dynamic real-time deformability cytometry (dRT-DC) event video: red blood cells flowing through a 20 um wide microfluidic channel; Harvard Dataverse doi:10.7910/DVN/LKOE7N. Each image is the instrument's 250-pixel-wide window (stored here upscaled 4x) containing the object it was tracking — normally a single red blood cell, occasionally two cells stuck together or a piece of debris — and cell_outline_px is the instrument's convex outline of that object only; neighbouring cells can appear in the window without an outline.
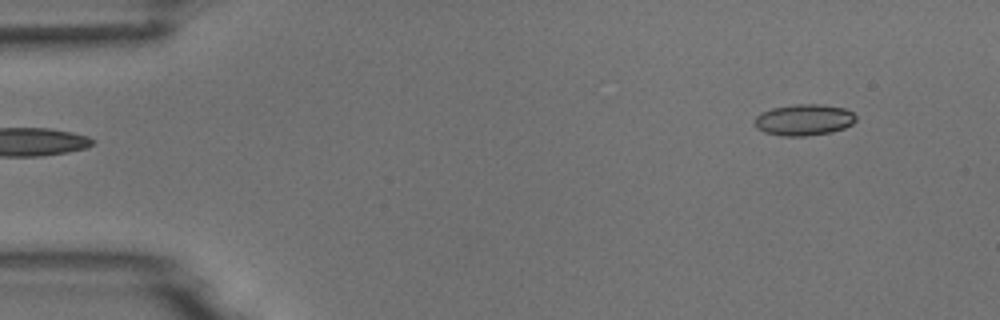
{"species": "common noctule bat (a hibernating species)", "species_latin": "Nyctalus noctula", "temperature_condition": "room temperature", "stored_images_in_passage": 5, "segment_of_instrument_passage": [2, 2], "camera_frame_rate_fps": 3000, "um_per_image_px": 0.085, "animal": {"sex": "male", "body_mass_g": 18.8}, "frame": {"image": 1, "passage_image": 5, "time_ms": 5.333, "image_size_px": [1000, 320], "cell_outline_px": [[856, 120], [852, 124], [844, 128], [832, 132], [808, 136], [780, 136], [764, 132], [756, 128], [756, 116], [760, 112], [772, 108], [796, 104], [820, 104], [844, 108], [852, 112], [856, 116]], "centroid_in_image_um": [68.34, 10.19], "position_along_channel_um": 16.7, "area_um2": 18.55}}